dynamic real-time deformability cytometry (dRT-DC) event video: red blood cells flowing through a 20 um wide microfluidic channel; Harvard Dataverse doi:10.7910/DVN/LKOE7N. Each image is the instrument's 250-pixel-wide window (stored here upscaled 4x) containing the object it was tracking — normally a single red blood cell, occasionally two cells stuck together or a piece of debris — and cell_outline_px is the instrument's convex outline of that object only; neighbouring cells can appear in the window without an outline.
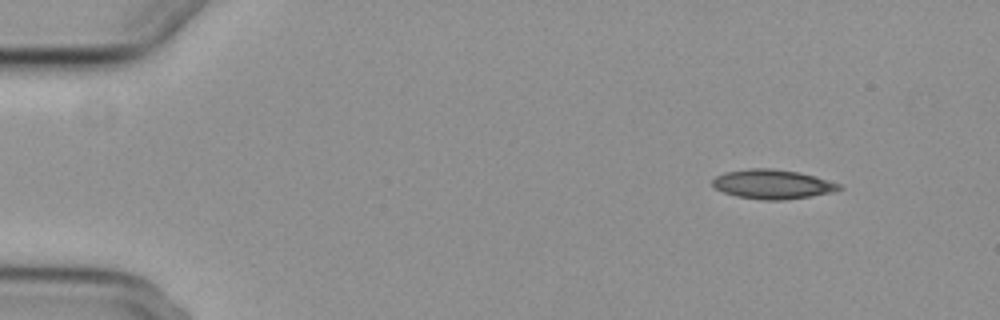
{"species": "common noctule bat (a hibernating species)", "species_latin": "Nyctalus noctula", "temperature_condition": "cold", "stored_images_in_passage": 6, "segment_of_instrument_passage": [2, 2], "camera_frame_rate_fps": 3000, "um_per_image_px": 0.085, "animal": {"sex": "female", "body_mass_g": 29.2, "forearm_length_mm": 56.3}, "frame": {"image": 1, "passage_image": 6, "time_ms": 6.667, "image_size_px": [1000, 320], "cell_outline_px": [[844, 188], [836, 192], [812, 196], [784, 200], [764, 200], [736, 196], [724, 192], [716, 188], [712, 184], [712, 180], [716, 176], [724, 172], [748, 168], [772, 168], [800, 172], [816, 176], [840, 184]], "centroid_in_image_um": [65.71, 15.65], "position_along_channel_um": 19.3, "area_um2": 21.91}}